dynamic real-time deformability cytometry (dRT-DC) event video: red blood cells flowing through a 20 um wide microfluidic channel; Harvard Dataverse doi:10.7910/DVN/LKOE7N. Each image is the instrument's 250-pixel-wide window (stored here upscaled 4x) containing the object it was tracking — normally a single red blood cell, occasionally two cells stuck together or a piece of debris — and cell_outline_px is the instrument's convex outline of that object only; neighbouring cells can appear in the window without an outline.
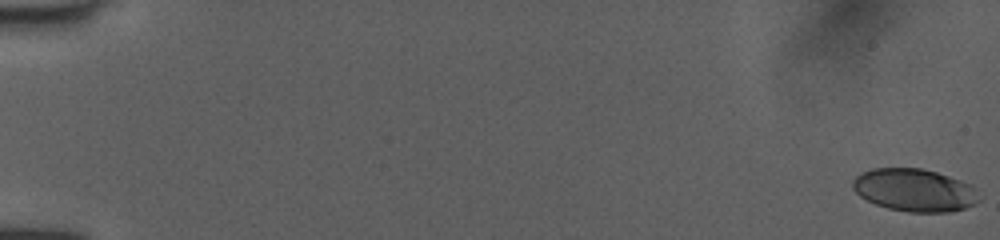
{"species": "human", "species_latin": "Homo sapiens", "temperature_condition": "room temperature", "stored_images_in_passage": 53, "camera_frame_rate_fps": 3000, "um_per_image_px": 0.085, "donor": {"sex": "female"}, "frame": {"image": 1, "passage_image": 1, "time_ms": 0.0, "image_size_px": [1000, 240], "cell_outline_px": [[980, 200], [976, 204], [964, 208], [948, 212], [908, 212], [888, 208], [876, 204], [860, 196], [852, 188], [852, 180], [856, 176], [872, 168], [920, 168], [936, 172], [972, 184]], "centroid_in_image_um": [77.73, 16.16], "position_along_channel_um": 7.3, "area_um2": 31.33}}
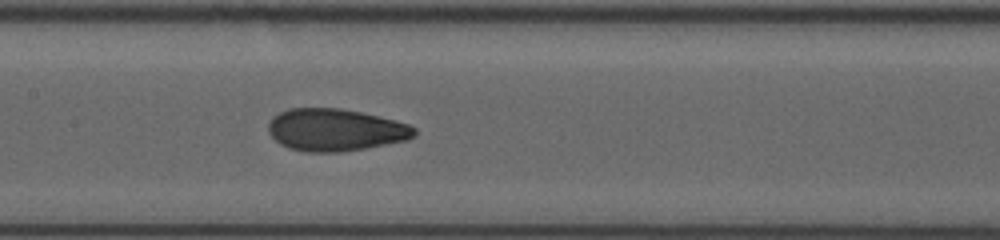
{"frame": {"image": 2, "passage_image": 28, "time_ms": 9.0, "image_size_px": [1000, 240], "cell_outline_px": [[416, 136], [408, 140], [364, 148], [336, 152], [308, 152], [288, 148], [280, 144], [268, 132], [268, 124], [272, 116], [288, 108], [340, 108], [360, 112], [396, 120], [408, 124], [416, 128]], "centroid_in_image_um": [28.5, 11.03], "position_along_channel_um": 178.9, "area_um2": 36.01}}
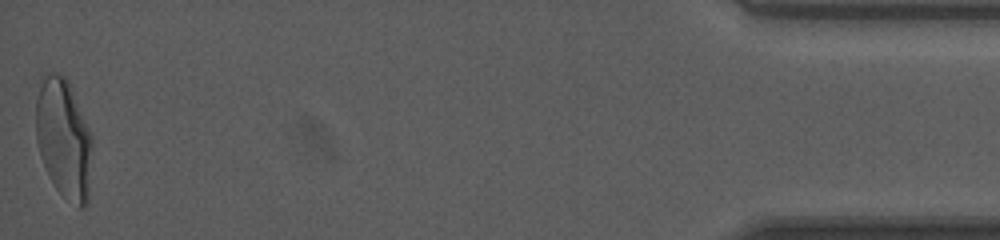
{"frame": {"image": 3, "passage_image": 53, "time_ms": 17.333, "image_size_px": [1000, 240], "cell_outline_px": [[92, 148], [88, 204], [84, 208], [80, 208], [64, 196], [56, 188], [48, 176], [40, 156], [36, 140], [36, 100], [40, 76], [48, 72], [60, 72], [68, 80], [92, 136]], "centroid_in_image_um": [5.4, 11.75], "position_along_channel_um": 429.8, "area_um2": 39.71}, "authors_computed_cell_mechanics": {"area_um2": 35.0268, "velocity_mm_per_s": 4.0243, "shape_relaxation_time_tau1_ms": 5.2166, "shape_relaxation_time_tau2_ms": 1.094, "deformation_change_tau1": 0.1906, "deformation_change_tau2": 0.0681}}